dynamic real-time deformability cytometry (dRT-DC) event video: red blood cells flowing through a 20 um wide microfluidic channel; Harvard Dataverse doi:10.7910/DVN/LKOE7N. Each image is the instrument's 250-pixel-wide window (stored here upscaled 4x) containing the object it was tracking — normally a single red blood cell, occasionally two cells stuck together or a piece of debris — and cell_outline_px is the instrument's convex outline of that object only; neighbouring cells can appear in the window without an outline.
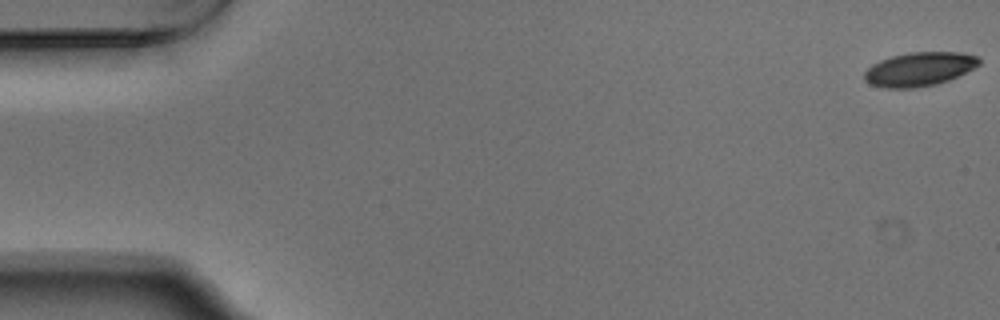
{"species": "Egyptian fruit bat (a non-hibernating species)", "species_latin": "Rousettus aegyptiacus", "temperature_condition": "warm", "stored_images_in_passage": 54, "camera_frame_rate_fps": 3000, "um_per_image_px": 0.085, "animal": {"sex": "male"}, "frame": {"image": 1, "passage_image": 1, "time_ms": 0.0, "image_size_px": [1000, 320], "cell_outline_px": [[980, 64], [948, 80], [936, 84], [912, 88], [884, 88], [868, 84], [864, 80], [864, 72], [872, 64], [880, 60], [892, 56], [908, 52], [964, 52], [980, 56]], "centroid_in_image_um": [78.12, 5.87], "position_along_channel_um": 6.9, "area_um2": 22.72}}
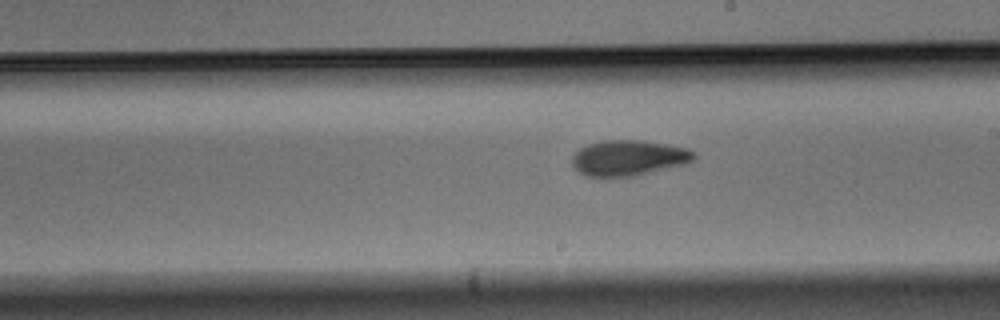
{"frame": {"image": 2, "passage_image": 31, "time_ms": 10.0, "image_size_px": [1000, 320], "cell_outline_px": [[696, 156], [692, 160], [684, 164], [636, 176], [584, 176], [572, 164], [572, 156], [580, 148], [588, 144], [604, 140], [644, 140], [668, 144], [688, 148], [696, 152]], "centroid_in_image_um": [53.45, 13.41], "position_along_channel_um": 235.5, "area_um2": 25.26}}
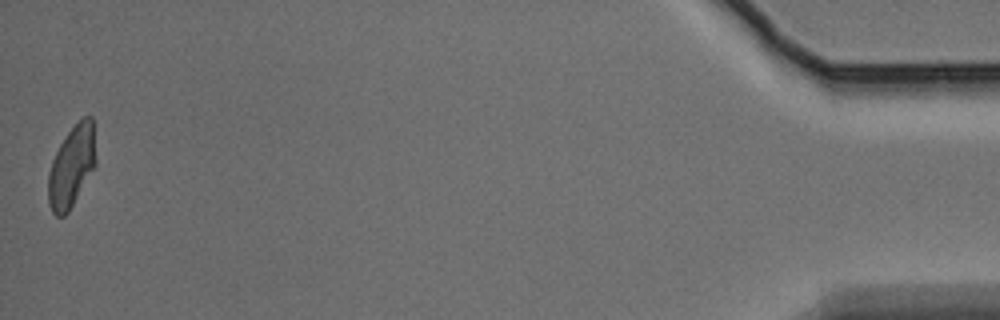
{"frame": {"image": 3, "passage_image": 54, "time_ms": 17.667, "image_size_px": [1000, 320], "cell_outline_px": [[96, 164], [68, 212], [64, 216], [56, 216], [52, 212], [48, 204], [48, 176], [52, 160], [60, 144], [68, 132], [84, 116], [92, 116], [96, 160]], "centroid_in_image_um": [6.08, 14.16], "position_along_channel_um": 429.1, "area_um2": 22.25}, "authors_computed_cell_mechanics": {"area_um2": 24.1026, "velocity_mm_per_s": 3.7435, "shape_relaxation_time_tau1_ms": 5.5148, "shape_relaxation_time_tau2_ms": 3.0654, "deformation_change_tau1": 0.1685, "deformation_change_tau2": 0.095}}